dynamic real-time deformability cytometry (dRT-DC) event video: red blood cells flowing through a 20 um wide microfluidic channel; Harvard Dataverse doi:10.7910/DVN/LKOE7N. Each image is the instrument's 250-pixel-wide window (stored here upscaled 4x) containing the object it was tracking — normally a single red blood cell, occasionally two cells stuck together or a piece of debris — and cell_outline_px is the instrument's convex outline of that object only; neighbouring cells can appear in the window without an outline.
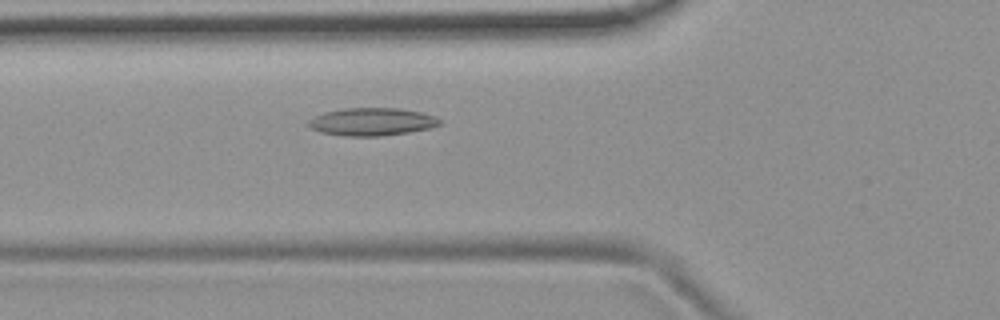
{"species": "common noctule bat (a hibernating species)", "species_latin": "Nyctalus noctula", "temperature_condition": "room temperature", "stored_images_in_passage": 51, "camera_frame_rate_fps": 3000, "um_per_image_px": 0.085, "animal": {"sex": "female", "body_mass_g": 19.9}, "frame": {"image": 1, "passage_image": 17, "time_ms": 5.333, "image_size_px": [1000, 320], "cell_outline_px": [[440, 124], [432, 128], [408, 132], [380, 136], [344, 136], [320, 132], [312, 128], [308, 124], [308, 120], [324, 112], [344, 108], [396, 108], [420, 112], [436, 116], [440, 120]], "centroid_in_image_um": [31.62, 10.35], "position_along_channel_um": 94.2, "area_um2": 21.15}}
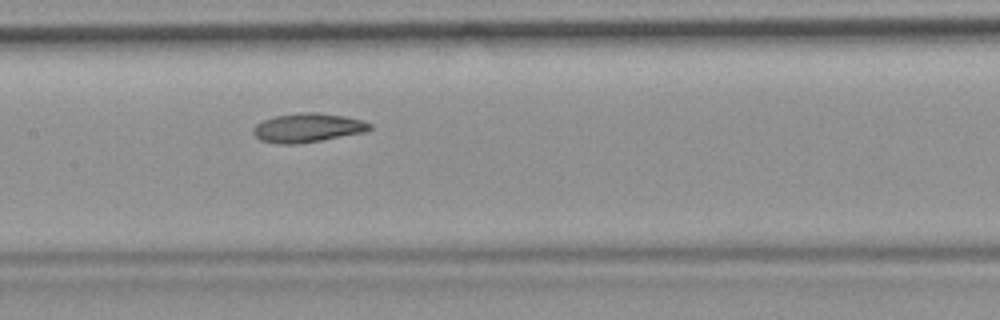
{"frame": {"image": 2, "passage_image": 24, "time_ms": 7.667, "image_size_px": [1000, 320], "cell_outline_px": [[372, 128], [364, 132], [320, 140], [296, 144], [280, 144], [260, 140], [252, 132], [252, 128], [256, 124], [264, 120], [276, 116], [300, 112], [316, 112], [344, 116], [364, 120], [372, 124]], "centroid_in_image_um": [26.15, 10.85], "position_along_channel_um": 181.2, "area_um2": 19.59}}
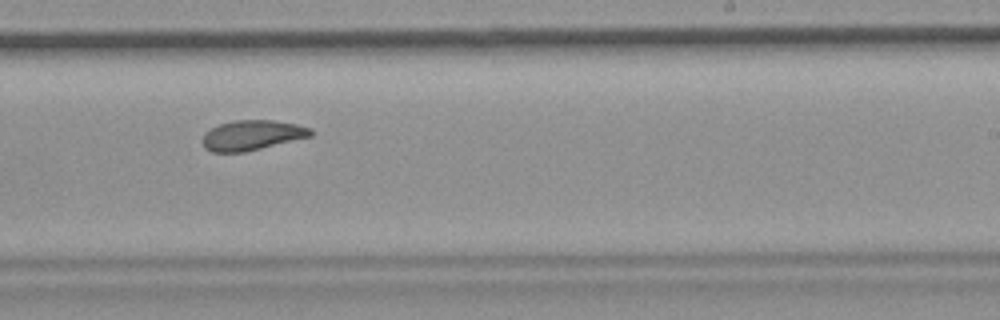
{"frame": {"image": 3, "passage_image": 31, "time_ms": 10.0, "image_size_px": [1000, 320], "cell_outline_px": [[312, 136], [244, 152], [212, 152], [204, 148], [200, 140], [204, 132], [220, 124], [236, 120], [272, 120], [296, 124], [312, 128]], "centroid_in_image_um": [21.38, 11.5], "position_along_channel_um": 267.6, "area_um2": 18.96}, "authors_computed_cell_mechanics": {"area_um2": 19.941, "velocity_mm_per_s": 3.7162, "shape_relaxation_time_tau1_ms": 5.6513, "shape_relaxation_time_tau2_ms": 2.9615, "deformation_change_tau1": 0.152, "deformation_change_tau2": 0.0915}}